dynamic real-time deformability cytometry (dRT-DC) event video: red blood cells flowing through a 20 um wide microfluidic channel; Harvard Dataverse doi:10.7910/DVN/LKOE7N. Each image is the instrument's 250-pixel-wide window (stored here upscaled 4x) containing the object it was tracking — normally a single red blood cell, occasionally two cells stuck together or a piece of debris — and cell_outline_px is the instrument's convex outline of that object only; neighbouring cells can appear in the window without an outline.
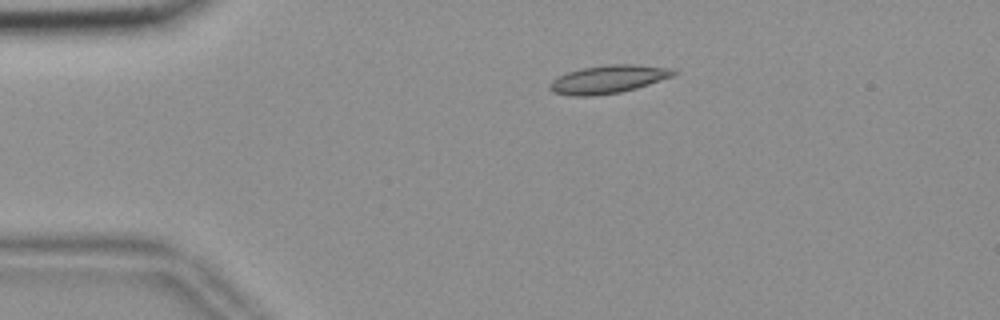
{"species": "common noctule bat (a hibernating species)", "species_latin": "Nyctalus noctula", "temperature_condition": "room temperature", "stored_images_in_passage": 38, "camera_frame_rate_fps": 3000, "um_per_image_px": 0.085, "animal": {"sex": "female", "body_mass_g": 18.4}, "frame": {"image": 1, "passage_image": 1, "time_ms": 0.0, "image_size_px": [1000, 320], "cell_outline_px": [[676, 76], [636, 88], [620, 92], [592, 96], [572, 96], [552, 92], [548, 88], [548, 84], [552, 80], [568, 72], [580, 68], [608, 64], [632, 64], [672, 68], [676, 72]], "centroid_in_image_um": [51.7, 6.74], "position_along_channel_um": 33.3, "area_um2": 20.4}}
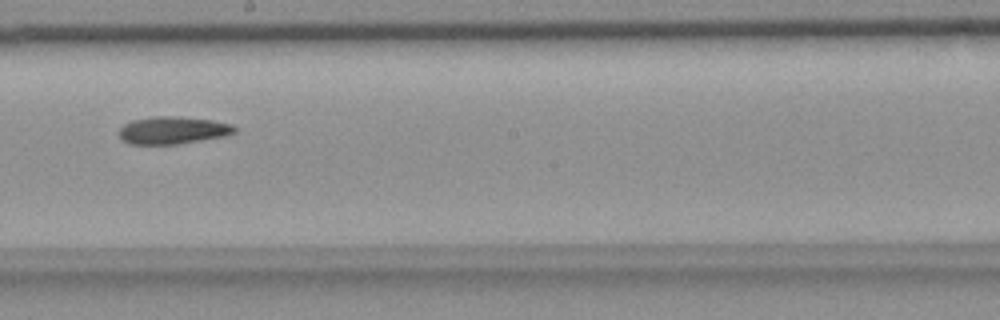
{"frame": {"image": 2, "passage_image": 21, "time_ms": 6.667, "image_size_px": [1000, 320], "cell_outline_px": [[236, 132], [224, 136], [176, 144], [128, 144], [120, 136], [120, 128], [124, 124], [132, 120], [156, 116], [176, 116], [212, 120], [232, 124], [236, 128]], "centroid_in_image_um": [14.69, 11.07], "position_along_channel_um": 233.5, "area_um2": 18.32}}
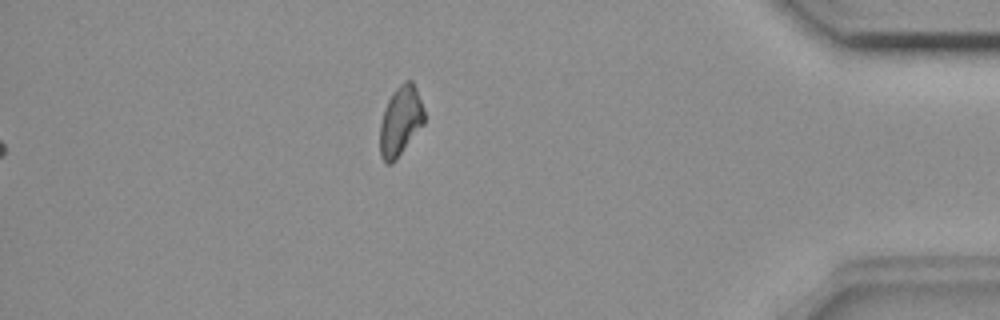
{"frame": {"image": 3, "passage_image": 38, "time_ms": 12.333, "image_size_px": [1000, 320], "cell_outline_px": [[424, 124], [396, 160], [392, 164], [388, 164], [380, 156], [380, 124], [384, 108], [392, 92], [404, 80], [412, 80], [416, 88], [424, 112]], "centroid_in_image_um": [34.03, 10.29], "position_along_channel_um": 401.2, "area_um2": 17.98}}